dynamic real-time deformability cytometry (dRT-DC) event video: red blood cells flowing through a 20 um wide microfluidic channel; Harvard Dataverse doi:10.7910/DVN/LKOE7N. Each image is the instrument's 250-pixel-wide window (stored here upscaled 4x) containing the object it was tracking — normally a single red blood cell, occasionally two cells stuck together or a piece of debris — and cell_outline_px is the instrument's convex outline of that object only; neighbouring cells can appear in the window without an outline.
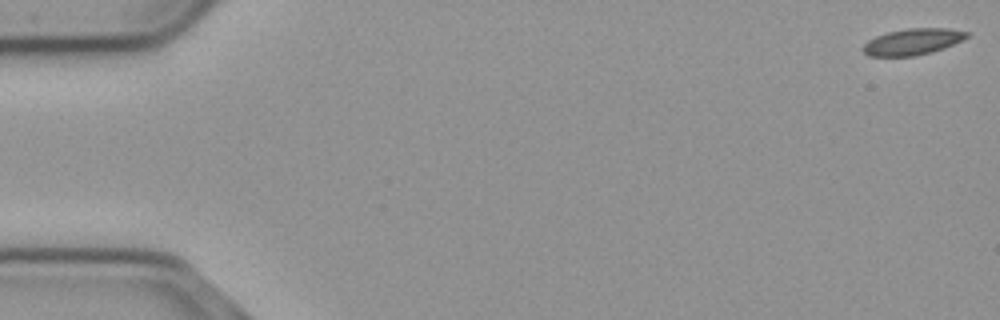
{"species": "common noctule bat (a hibernating species)", "species_latin": "Nyctalus noctula", "temperature_condition": "cold", "stored_images_in_passage": 56, "camera_frame_rate_fps": 3000, "um_per_image_px": 0.085, "animal": {"sex": "male", "body_mass_g": 23.1, "forearm_length_mm": 52.7}, "frame": {"image": 1, "passage_image": 1, "time_ms": 0.0, "image_size_px": [1000, 320], "cell_outline_px": [[972, 32], [968, 36], [944, 48], [916, 56], [868, 56], [860, 48], [868, 40], [876, 36], [888, 32], [908, 28], [948, 28]], "centroid_in_image_um": [77.56, 3.54], "position_along_channel_um": 7.4, "area_um2": 15.9}}
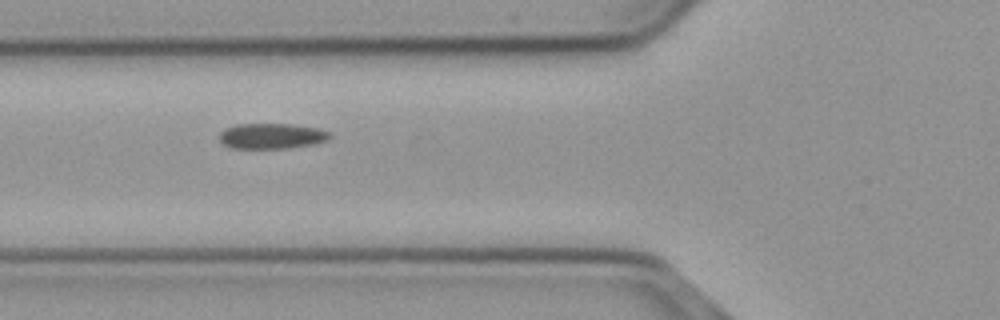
{"frame": {"image": 2, "passage_image": 21, "time_ms": 6.667, "image_size_px": [1000, 320], "cell_outline_px": [[332, 136], [324, 140], [312, 144], [288, 148], [232, 148], [224, 144], [220, 140], [220, 132], [224, 128], [236, 124], [292, 124], [316, 128], [328, 132]], "centroid_in_image_um": [23.04, 11.55], "position_along_channel_um": 102.8, "area_um2": 16.18}}
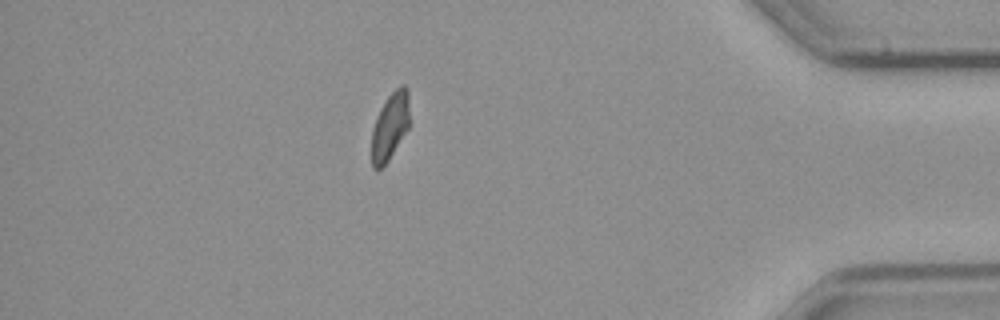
{"frame": {"image": 3, "passage_image": 49, "time_ms": 16.0, "image_size_px": [1000, 320], "cell_outline_px": [[408, 128], [388, 160], [380, 168], [372, 168], [372, 128], [376, 116], [380, 108], [388, 96], [400, 84], [404, 84], [408, 88]], "centroid_in_image_um": [33.14, 10.69], "position_along_channel_um": 402.1, "area_um2": 14.62}, "authors_computed_cell_mechanics": {"area_um2": 16.184, "velocity_mm_per_s": 3.6808, "shape_relaxation_time_tau1_ms": null, "shape_relaxation_time_tau2_ms": 6.6957, "deformation_change_tau1": null, "deformation_change_tau2": 0.0596}}